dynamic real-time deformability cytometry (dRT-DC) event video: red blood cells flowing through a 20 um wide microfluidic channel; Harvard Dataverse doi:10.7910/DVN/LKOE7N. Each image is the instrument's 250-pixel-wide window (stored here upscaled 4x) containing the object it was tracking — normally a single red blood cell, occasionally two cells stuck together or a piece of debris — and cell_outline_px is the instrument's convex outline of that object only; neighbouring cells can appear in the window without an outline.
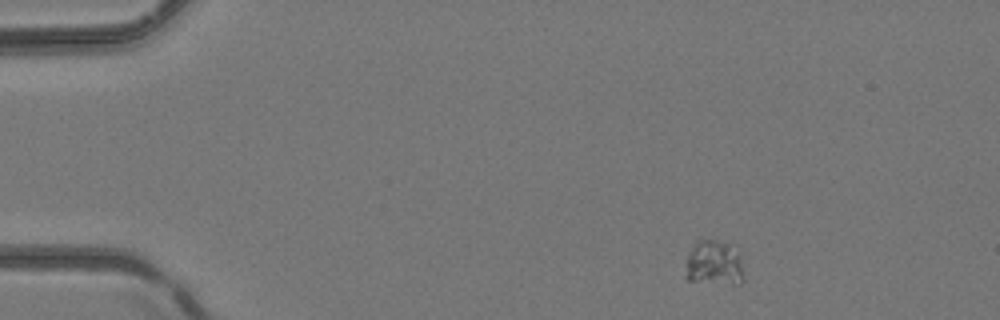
{"species": "common noctule bat (a hibernating species)", "species_latin": "Nyctalus noctula", "temperature_condition": "room temperature", "stored_images_in_passage": 3, "camera_frame_rate_fps": 3000, "um_per_image_px": 0.085, "animal": {"sex": "female", "body_mass_g": 24.6, "forearm_length_mm": 56.2}, "frame": {"image": 1, "passage_image": 1, "time_ms": 0.0, "image_size_px": [1000, 320], "cell_outline_px": [[744, 280], [740, 284], [732, 284], [688, 280], [684, 276], [688, 256], [692, 248], [700, 240], [716, 240], [728, 244], [740, 256], [744, 276]], "centroid_in_image_um": [60.71, 22.4], "position_along_channel_um": 24.3, "area_um2": 15.09}}